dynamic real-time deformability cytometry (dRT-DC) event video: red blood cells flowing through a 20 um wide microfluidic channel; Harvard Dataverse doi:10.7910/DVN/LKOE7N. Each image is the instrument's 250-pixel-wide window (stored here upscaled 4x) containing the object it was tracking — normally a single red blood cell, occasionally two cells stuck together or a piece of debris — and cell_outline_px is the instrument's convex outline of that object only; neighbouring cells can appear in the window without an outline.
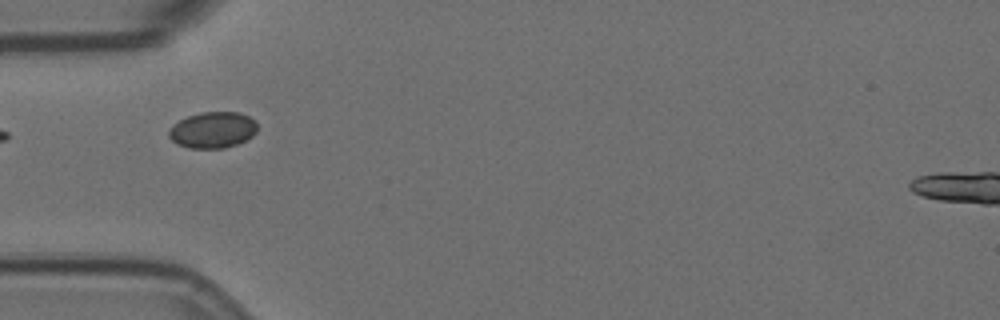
{"species": "Egyptian fruit bat (a non-hibernating species)", "species_latin": "Rousettus aegyptiacus", "temperature_condition": "room temperature", "stored_images_in_passage": 7, "camera_frame_rate_fps": 3000, "um_per_image_px": 0.085, "animal": {"sex": "female"}, "frame": {"image": 1, "passage_image": 4, "time_ms": 1.0, "image_size_px": [1000, 320], "cell_outline_px": [[256, 132], [252, 136], [236, 144], [224, 148], [188, 148], [176, 144], [168, 136], [168, 132], [180, 120], [188, 116], [200, 112], [240, 112], [256, 120]], "centroid_in_image_um": [18.09, 11.04], "position_along_channel_um": 66.9, "area_um2": 18.55}}
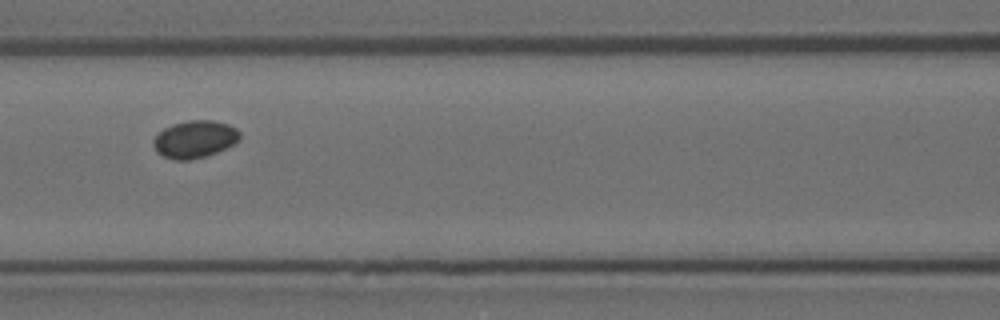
{"frame": {"image": 2, "passage_image": 6, "time_ms": 1.667, "image_size_px": [1000, 320], "cell_outline_px": [[240, 140], [216, 152], [204, 156], [188, 160], [176, 160], [164, 156], [156, 152], [152, 144], [152, 140], [164, 128], [172, 124], [188, 120], [212, 120], [228, 124], [236, 128], [240, 132]], "centroid_in_image_um": [16.53, 11.82], "position_along_channel_um": 150.1, "area_um2": 18.73}}
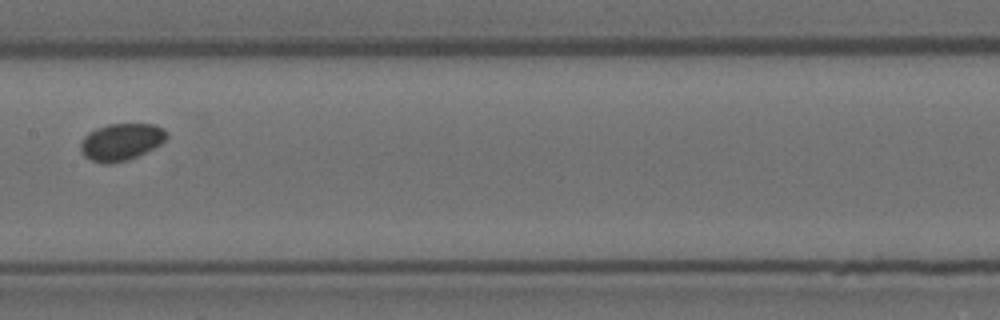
{"frame": {"image": 3, "passage_image": 7, "time_ms": 2.0, "image_size_px": [1000, 320], "cell_outline_px": [[168, 136], [160, 144], [128, 160], [108, 164], [104, 164], [92, 160], [84, 156], [80, 152], [80, 144], [84, 136], [88, 132], [96, 128], [108, 124], [156, 124], [164, 128], [168, 132]], "centroid_in_image_um": [10.28, 12.05], "position_along_channel_um": 197.1, "area_um2": 18.61}}